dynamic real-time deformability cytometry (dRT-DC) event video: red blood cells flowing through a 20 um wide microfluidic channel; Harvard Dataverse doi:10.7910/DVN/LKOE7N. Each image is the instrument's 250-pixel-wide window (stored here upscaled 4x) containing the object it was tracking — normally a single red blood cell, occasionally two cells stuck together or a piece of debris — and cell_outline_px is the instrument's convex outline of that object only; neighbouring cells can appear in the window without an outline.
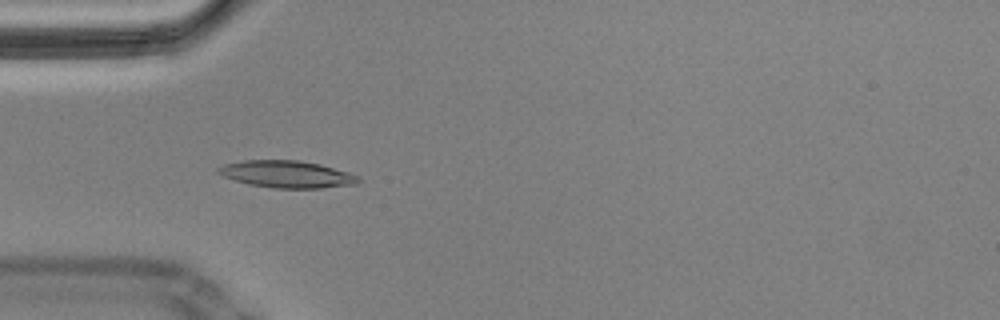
{"species": "Egyptian fruit bat (a non-hibernating species)", "species_latin": "Rousettus aegyptiacus", "temperature_condition": "cold", "stored_images_in_passage": 57, "camera_frame_rate_fps": 3000, "um_per_image_px": 0.085, "animal": {"sex": "male"}, "frame": {"image": 1, "passage_image": 17, "time_ms": 5.333, "image_size_px": [1000, 320], "cell_outline_px": [[360, 180], [356, 184], [320, 188], [272, 188], [248, 184], [224, 176], [216, 172], [216, 168], [224, 164], [244, 160], [296, 160], [320, 164], [348, 172], [360, 176]], "centroid_in_image_um": [24.38, 14.81], "position_along_channel_um": 60.6, "area_um2": 22.08}, "authors_computed_cell_mechanics": {"area_um2": 20.5768, "velocity_mm_per_s": 3.4701, "shape_relaxation_time_tau1_ms": null, "shape_relaxation_time_tau2_ms": 4.5512, "deformation_change_tau1": null, "deformation_change_tau2": 0.0606}}